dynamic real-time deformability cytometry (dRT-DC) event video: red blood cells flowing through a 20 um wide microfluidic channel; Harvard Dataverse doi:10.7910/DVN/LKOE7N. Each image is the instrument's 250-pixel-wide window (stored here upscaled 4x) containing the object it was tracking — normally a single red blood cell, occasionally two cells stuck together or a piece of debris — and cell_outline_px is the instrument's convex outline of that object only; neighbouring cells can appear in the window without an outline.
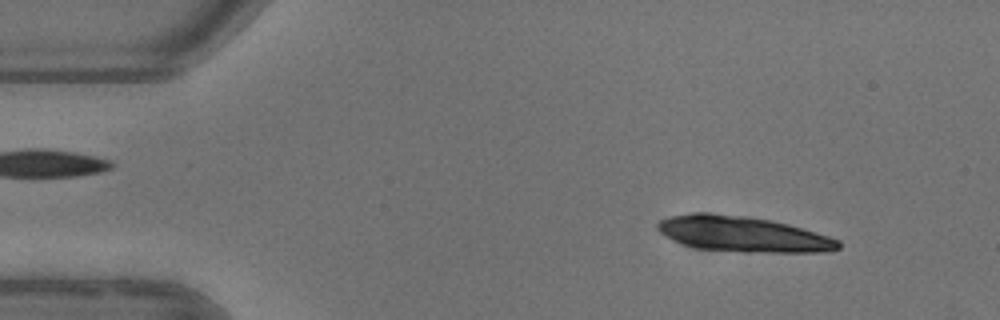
{"species": "common noctule bat (a hibernating species)", "species_latin": "Nyctalus noctula", "temperature_condition": "warm", "stored_images_in_passage": 4, "camera_frame_rate_fps": 3000, "um_per_image_px": 0.085, "animal": {"sex": "female"}, "frame": {"image": 1, "passage_image": 1, "time_ms": 0.0, "image_size_px": [1000, 320], "cell_outline_px": [[840, 248], [828, 252], [744, 252], [696, 248], [672, 240], [664, 236], [656, 228], [656, 224], [660, 220], [668, 216], [692, 212], [708, 212], [748, 216], [772, 220], [788, 224], [828, 236], [840, 240]], "centroid_in_image_um": [63.1, 19.89], "position_along_channel_um": 21.9, "area_um2": 37.74}}